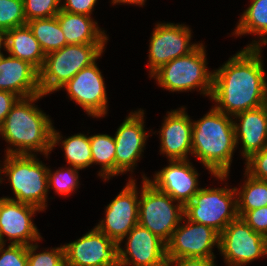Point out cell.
I'll return each mask as SVG.
<instances>
[{
	"mask_svg": "<svg viewBox=\"0 0 267 266\" xmlns=\"http://www.w3.org/2000/svg\"><path fill=\"white\" fill-rule=\"evenodd\" d=\"M261 47H245L213 71L211 100L231 117L267 104V81Z\"/></svg>",
	"mask_w": 267,
	"mask_h": 266,
	"instance_id": "cell-1",
	"label": "cell"
},
{
	"mask_svg": "<svg viewBox=\"0 0 267 266\" xmlns=\"http://www.w3.org/2000/svg\"><path fill=\"white\" fill-rule=\"evenodd\" d=\"M41 93L20 98L0 126V135L8 145L5 154L36 155L42 153L48 159L52 151L53 123L34 102L44 97ZM34 152V153H33Z\"/></svg>",
	"mask_w": 267,
	"mask_h": 266,
	"instance_id": "cell-2",
	"label": "cell"
},
{
	"mask_svg": "<svg viewBox=\"0 0 267 266\" xmlns=\"http://www.w3.org/2000/svg\"><path fill=\"white\" fill-rule=\"evenodd\" d=\"M237 148L233 119L214 106L197 121H192V156L220 181L227 180Z\"/></svg>",
	"mask_w": 267,
	"mask_h": 266,
	"instance_id": "cell-3",
	"label": "cell"
},
{
	"mask_svg": "<svg viewBox=\"0 0 267 266\" xmlns=\"http://www.w3.org/2000/svg\"><path fill=\"white\" fill-rule=\"evenodd\" d=\"M48 169L37 155L5 154V160L0 167V184L4 179L1 176L3 173V177L9 180L15 197L4 198L35 206L42 211L46 210L49 192Z\"/></svg>",
	"mask_w": 267,
	"mask_h": 266,
	"instance_id": "cell-4",
	"label": "cell"
},
{
	"mask_svg": "<svg viewBox=\"0 0 267 266\" xmlns=\"http://www.w3.org/2000/svg\"><path fill=\"white\" fill-rule=\"evenodd\" d=\"M105 46L106 44H71L46 54L39 70L41 94L59 91L81 69L100 59Z\"/></svg>",
	"mask_w": 267,
	"mask_h": 266,
	"instance_id": "cell-5",
	"label": "cell"
},
{
	"mask_svg": "<svg viewBox=\"0 0 267 266\" xmlns=\"http://www.w3.org/2000/svg\"><path fill=\"white\" fill-rule=\"evenodd\" d=\"M207 64L205 46L201 43L188 55L168 62L149 77L155 78L161 88L170 92L198 89L200 94L211 97L213 71H209Z\"/></svg>",
	"mask_w": 267,
	"mask_h": 266,
	"instance_id": "cell-6",
	"label": "cell"
},
{
	"mask_svg": "<svg viewBox=\"0 0 267 266\" xmlns=\"http://www.w3.org/2000/svg\"><path fill=\"white\" fill-rule=\"evenodd\" d=\"M140 192L138 223L167 244L184 217V206L146 180Z\"/></svg>",
	"mask_w": 267,
	"mask_h": 266,
	"instance_id": "cell-7",
	"label": "cell"
},
{
	"mask_svg": "<svg viewBox=\"0 0 267 266\" xmlns=\"http://www.w3.org/2000/svg\"><path fill=\"white\" fill-rule=\"evenodd\" d=\"M227 187L201 188L184 206V217L210 226L220 234L238 217L235 187Z\"/></svg>",
	"mask_w": 267,
	"mask_h": 266,
	"instance_id": "cell-8",
	"label": "cell"
},
{
	"mask_svg": "<svg viewBox=\"0 0 267 266\" xmlns=\"http://www.w3.org/2000/svg\"><path fill=\"white\" fill-rule=\"evenodd\" d=\"M227 266H244L267 255V238L237 217L219 234V248Z\"/></svg>",
	"mask_w": 267,
	"mask_h": 266,
	"instance_id": "cell-9",
	"label": "cell"
},
{
	"mask_svg": "<svg viewBox=\"0 0 267 266\" xmlns=\"http://www.w3.org/2000/svg\"><path fill=\"white\" fill-rule=\"evenodd\" d=\"M191 37V29L185 24L157 23L149 43V75L168 62L195 50L201 43L192 44Z\"/></svg>",
	"mask_w": 267,
	"mask_h": 266,
	"instance_id": "cell-10",
	"label": "cell"
},
{
	"mask_svg": "<svg viewBox=\"0 0 267 266\" xmlns=\"http://www.w3.org/2000/svg\"><path fill=\"white\" fill-rule=\"evenodd\" d=\"M63 246L66 266H120L119 243L96 227Z\"/></svg>",
	"mask_w": 267,
	"mask_h": 266,
	"instance_id": "cell-11",
	"label": "cell"
},
{
	"mask_svg": "<svg viewBox=\"0 0 267 266\" xmlns=\"http://www.w3.org/2000/svg\"><path fill=\"white\" fill-rule=\"evenodd\" d=\"M166 245L167 259L182 257L215 259L212 251L214 246L219 248V233L210 226L191 222L183 217Z\"/></svg>",
	"mask_w": 267,
	"mask_h": 266,
	"instance_id": "cell-12",
	"label": "cell"
},
{
	"mask_svg": "<svg viewBox=\"0 0 267 266\" xmlns=\"http://www.w3.org/2000/svg\"><path fill=\"white\" fill-rule=\"evenodd\" d=\"M129 178L126 186L105 208V218L95 227L106 236L120 242L137 224L139 193L136 180Z\"/></svg>",
	"mask_w": 267,
	"mask_h": 266,
	"instance_id": "cell-13",
	"label": "cell"
},
{
	"mask_svg": "<svg viewBox=\"0 0 267 266\" xmlns=\"http://www.w3.org/2000/svg\"><path fill=\"white\" fill-rule=\"evenodd\" d=\"M102 72L96 62L81 69L60 90L67 91L68 97L82 107L88 117L102 118L108 112V99Z\"/></svg>",
	"mask_w": 267,
	"mask_h": 266,
	"instance_id": "cell-14",
	"label": "cell"
},
{
	"mask_svg": "<svg viewBox=\"0 0 267 266\" xmlns=\"http://www.w3.org/2000/svg\"><path fill=\"white\" fill-rule=\"evenodd\" d=\"M39 208L13 199L0 198V244L29 246L42 240L32 217ZM7 236L8 240L4 237Z\"/></svg>",
	"mask_w": 267,
	"mask_h": 266,
	"instance_id": "cell-15",
	"label": "cell"
},
{
	"mask_svg": "<svg viewBox=\"0 0 267 266\" xmlns=\"http://www.w3.org/2000/svg\"><path fill=\"white\" fill-rule=\"evenodd\" d=\"M144 110L130 112L115 132V176L133 172L149 135L144 129Z\"/></svg>",
	"mask_w": 267,
	"mask_h": 266,
	"instance_id": "cell-16",
	"label": "cell"
},
{
	"mask_svg": "<svg viewBox=\"0 0 267 266\" xmlns=\"http://www.w3.org/2000/svg\"><path fill=\"white\" fill-rule=\"evenodd\" d=\"M127 238L125 249L121 242ZM120 266H167V245L139 223L119 242Z\"/></svg>",
	"mask_w": 267,
	"mask_h": 266,
	"instance_id": "cell-17",
	"label": "cell"
},
{
	"mask_svg": "<svg viewBox=\"0 0 267 266\" xmlns=\"http://www.w3.org/2000/svg\"><path fill=\"white\" fill-rule=\"evenodd\" d=\"M189 160H169V165L157 171L153 175V180L145 174L142 180H146L154 188L170 195L175 201L185 206L201 189L198 183L199 174Z\"/></svg>",
	"mask_w": 267,
	"mask_h": 266,
	"instance_id": "cell-18",
	"label": "cell"
},
{
	"mask_svg": "<svg viewBox=\"0 0 267 266\" xmlns=\"http://www.w3.org/2000/svg\"><path fill=\"white\" fill-rule=\"evenodd\" d=\"M166 116L158 131L161 142L159 151L166 154L168 160H188L192 154V119L183 106L168 111Z\"/></svg>",
	"mask_w": 267,
	"mask_h": 266,
	"instance_id": "cell-19",
	"label": "cell"
},
{
	"mask_svg": "<svg viewBox=\"0 0 267 266\" xmlns=\"http://www.w3.org/2000/svg\"><path fill=\"white\" fill-rule=\"evenodd\" d=\"M0 90L27 98L41 93L39 71L29 62L0 55Z\"/></svg>",
	"mask_w": 267,
	"mask_h": 266,
	"instance_id": "cell-20",
	"label": "cell"
},
{
	"mask_svg": "<svg viewBox=\"0 0 267 266\" xmlns=\"http://www.w3.org/2000/svg\"><path fill=\"white\" fill-rule=\"evenodd\" d=\"M232 119L236 145L242 143L240 152L245 160L267 145V104L238 113Z\"/></svg>",
	"mask_w": 267,
	"mask_h": 266,
	"instance_id": "cell-21",
	"label": "cell"
},
{
	"mask_svg": "<svg viewBox=\"0 0 267 266\" xmlns=\"http://www.w3.org/2000/svg\"><path fill=\"white\" fill-rule=\"evenodd\" d=\"M56 17L67 45L106 44L109 40L105 30H102L91 16L60 10Z\"/></svg>",
	"mask_w": 267,
	"mask_h": 266,
	"instance_id": "cell-22",
	"label": "cell"
},
{
	"mask_svg": "<svg viewBox=\"0 0 267 266\" xmlns=\"http://www.w3.org/2000/svg\"><path fill=\"white\" fill-rule=\"evenodd\" d=\"M5 51L12 57L29 62L38 71L43 66L45 54L27 24L6 31Z\"/></svg>",
	"mask_w": 267,
	"mask_h": 266,
	"instance_id": "cell-23",
	"label": "cell"
},
{
	"mask_svg": "<svg viewBox=\"0 0 267 266\" xmlns=\"http://www.w3.org/2000/svg\"><path fill=\"white\" fill-rule=\"evenodd\" d=\"M249 7L244 10L238 25L232 35H258L260 40H252L246 47H262L267 44V0H251ZM265 36V37H264Z\"/></svg>",
	"mask_w": 267,
	"mask_h": 266,
	"instance_id": "cell-24",
	"label": "cell"
},
{
	"mask_svg": "<svg viewBox=\"0 0 267 266\" xmlns=\"http://www.w3.org/2000/svg\"><path fill=\"white\" fill-rule=\"evenodd\" d=\"M56 131L55 127L52 132V151L60 142L65 154L67 164L80 170L86 169L92 165V154L90 148V136L78 133L68 138H64Z\"/></svg>",
	"mask_w": 267,
	"mask_h": 266,
	"instance_id": "cell-25",
	"label": "cell"
},
{
	"mask_svg": "<svg viewBox=\"0 0 267 266\" xmlns=\"http://www.w3.org/2000/svg\"><path fill=\"white\" fill-rule=\"evenodd\" d=\"M44 54L59 50L67 45L57 17L32 19L27 22Z\"/></svg>",
	"mask_w": 267,
	"mask_h": 266,
	"instance_id": "cell-26",
	"label": "cell"
},
{
	"mask_svg": "<svg viewBox=\"0 0 267 266\" xmlns=\"http://www.w3.org/2000/svg\"><path fill=\"white\" fill-rule=\"evenodd\" d=\"M115 139L108 134L90 135L92 164H99L98 176L104 181L115 176Z\"/></svg>",
	"mask_w": 267,
	"mask_h": 266,
	"instance_id": "cell-27",
	"label": "cell"
},
{
	"mask_svg": "<svg viewBox=\"0 0 267 266\" xmlns=\"http://www.w3.org/2000/svg\"><path fill=\"white\" fill-rule=\"evenodd\" d=\"M244 173V184L239 189L235 187L239 217L247 211L267 206V181L252 178L245 171Z\"/></svg>",
	"mask_w": 267,
	"mask_h": 266,
	"instance_id": "cell-28",
	"label": "cell"
},
{
	"mask_svg": "<svg viewBox=\"0 0 267 266\" xmlns=\"http://www.w3.org/2000/svg\"><path fill=\"white\" fill-rule=\"evenodd\" d=\"M78 170L80 171L78 168L69 166L52 172L49 168L47 172L48 190L51 187L55 190V194L61 196H68L75 192L74 190H77L80 184Z\"/></svg>",
	"mask_w": 267,
	"mask_h": 266,
	"instance_id": "cell-29",
	"label": "cell"
},
{
	"mask_svg": "<svg viewBox=\"0 0 267 266\" xmlns=\"http://www.w3.org/2000/svg\"><path fill=\"white\" fill-rule=\"evenodd\" d=\"M27 24L23 0H0V29L11 30Z\"/></svg>",
	"mask_w": 267,
	"mask_h": 266,
	"instance_id": "cell-30",
	"label": "cell"
},
{
	"mask_svg": "<svg viewBox=\"0 0 267 266\" xmlns=\"http://www.w3.org/2000/svg\"><path fill=\"white\" fill-rule=\"evenodd\" d=\"M38 242L27 246L28 266H66L64 246L49 248L36 253ZM48 250V251H47Z\"/></svg>",
	"mask_w": 267,
	"mask_h": 266,
	"instance_id": "cell-31",
	"label": "cell"
},
{
	"mask_svg": "<svg viewBox=\"0 0 267 266\" xmlns=\"http://www.w3.org/2000/svg\"><path fill=\"white\" fill-rule=\"evenodd\" d=\"M26 21L52 18L61 10V0H23Z\"/></svg>",
	"mask_w": 267,
	"mask_h": 266,
	"instance_id": "cell-32",
	"label": "cell"
},
{
	"mask_svg": "<svg viewBox=\"0 0 267 266\" xmlns=\"http://www.w3.org/2000/svg\"><path fill=\"white\" fill-rule=\"evenodd\" d=\"M0 244V266H28L27 246Z\"/></svg>",
	"mask_w": 267,
	"mask_h": 266,
	"instance_id": "cell-33",
	"label": "cell"
},
{
	"mask_svg": "<svg viewBox=\"0 0 267 266\" xmlns=\"http://www.w3.org/2000/svg\"><path fill=\"white\" fill-rule=\"evenodd\" d=\"M245 172L252 178L267 181V145L245 160Z\"/></svg>",
	"mask_w": 267,
	"mask_h": 266,
	"instance_id": "cell-34",
	"label": "cell"
},
{
	"mask_svg": "<svg viewBox=\"0 0 267 266\" xmlns=\"http://www.w3.org/2000/svg\"><path fill=\"white\" fill-rule=\"evenodd\" d=\"M242 219L257 233L267 238V206L247 211Z\"/></svg>",
	"mask_w": 267,
	"mask_h": 266,
	"instance_id": "cell-35",
	"label": "cell"
},
{
	"mask_svg": "<svg viewBox=\"0 0 267 266\" xmlns=\"http://www.w3.org/2000/svg\"><path fill=\"white\" fill-rule=\"evenodd\" d=\"M96 3L97 0H61V10L91 16Z\"/></svg>",
	"mask_w": 267,
	"mask_h": 266,
	"instance_id": "cell-36",
	"label": "cell"
},
{
	"mask_svg": "<svg viewBox=\"0 0 267 266\" xmlns=\"http://www.w3.org/2000/svg\"><path fill=\"white\" fill-rule=\"evenodd\" d=\"M19 99L20 97L14 93L0 90V126Z\"/></svg>",
	"mask_w": 267,
	"mask_h": 266,
	"instance_id": "cell-37",
	"label": "cell"
},
{
	"mask_svg": "<svg viewBox=\"0 0 267 266\" xmlns=\"http://www.w3.org/2000/svg\"><path fill=\"white\" fill-rule=\"evenodd\" d=\"M215 259L182 257L176 259H168L167 266H216Z\"/></svg>",
	"mask_w": 267,
	"mask_h": 266,
	"instance_id": "cell-38",
	"label": "cell"
},
{
	"mask_svg": "<svg viewBox=\"0 0 267 266\" xmlns=\"http://www.w3.org/2000/svg\"><path fill=\"white\" fill-rule=\"evenodd\" d=\"M112 2H111V4L112 5H115V4H120V3H122V4H137V5H139L140 7L141 6H144V4H145V2H146V0H111Z\"/></svg>",
	"mask_w": 267,
	"mask_h": 266,
	"instance_id": "cell-39",
	"label": "cell"
},
{
	"mask_svg": "<svg viewBox=\"0 0 267 266\" xmlns=\"http://www.w3.org/2000/svg\"><path fill=\"white\" fill-rule=\"evenodd\" d=\"M3 48L6 50V31L0 29V55L3 54V52H1Z\"/></svg>",
	"mask_w": 267,
	"mask_h": 266,
	"instance_id": "cell-40",
	"label": "cell"
}]
</instances>
